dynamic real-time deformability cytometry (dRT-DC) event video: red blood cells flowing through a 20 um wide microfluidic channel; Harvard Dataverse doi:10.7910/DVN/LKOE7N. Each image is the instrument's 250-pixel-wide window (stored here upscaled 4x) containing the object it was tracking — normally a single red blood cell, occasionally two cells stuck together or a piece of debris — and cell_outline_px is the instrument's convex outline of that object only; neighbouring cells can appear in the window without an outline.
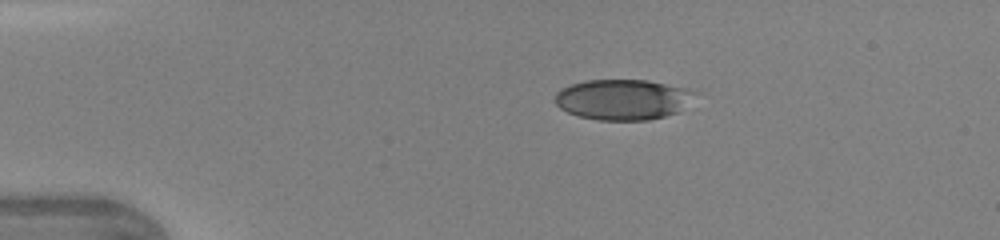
{"species": "human", "species_latin": "Homo sapiens", "temperature_condition": "warm", "stored_images_in_passage": 36, "camera_frame_rate_fps": 3000, "um_per_image_px": 0.085, "donor": {"sex": "female"}, "frame": {"image": 1, "passage_image": 1, "time_ms": 0.0, "image_size_px": [1000, 240], "cell_outline_px": [[704, 92], [676, 112], [664, 116], [648, 120], [600, 120], [580, 116], [568, 112], [560, 108], [556, 104], [556, 92], [572, 84], [588, 80], [648, 80]], "centroid_in_image_um": [53.02, 8.45], "position_along_channel_um": 32.0, "area_um2": 33.0}}
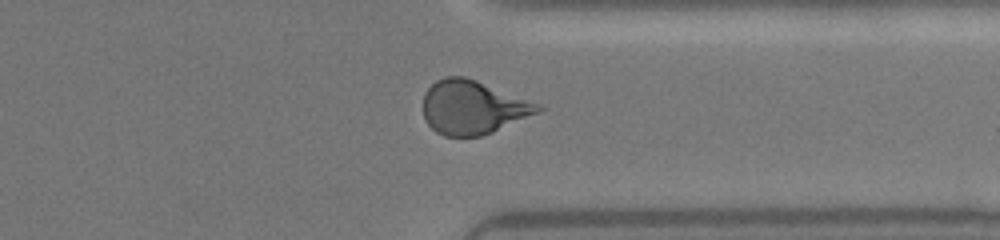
{"frame": {"image": 2, "passage_image": 27, "time_ms": 8.667, "image_size_px": [1000, 240], "cell_outline_px": [[544, 108], [540, 112], [492, 132], [480, 136], [444, 136], [436, 132], [424, 120], [424, 92], [436, 80], [444, 76], [464, 76], [476, 80], [536, 104]], "centroid_in_image_um": [40.13, 9.13], "position_along_channel_um": 371.3, "area_um2": 35.43}}